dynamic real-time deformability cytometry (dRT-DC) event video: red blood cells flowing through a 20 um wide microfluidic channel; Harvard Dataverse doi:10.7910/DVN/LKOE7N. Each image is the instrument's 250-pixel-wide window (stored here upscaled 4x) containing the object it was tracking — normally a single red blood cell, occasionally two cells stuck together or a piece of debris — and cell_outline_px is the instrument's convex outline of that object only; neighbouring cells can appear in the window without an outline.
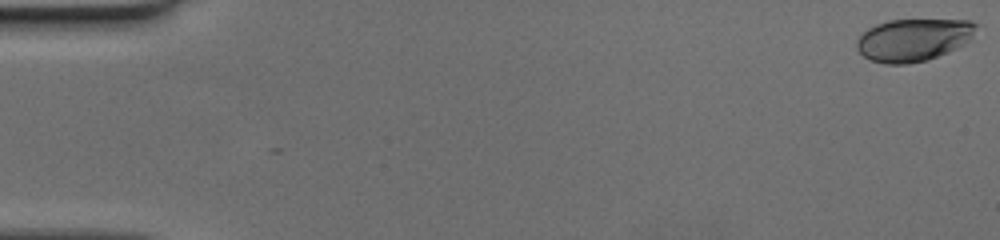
{"species": "human", "species_latin": "Homo sapiens", "temperature_condition": "cold", "stored_images_in_passage": 53, "camera_frame_rate_fps": 3000, "um_per_image_px": 0.085, "donor": {"sex": "female"}, "frame": {"image": 1, "passage_image": 1, "time_ms": 0.0, "image_size_px": [1000, 240], "cell_outline_px": [[976, 24], [972, 36], [956, 48], [948, 52], [924, 60], [904, 64], [884, 64], [872, 60], [864, 56], [856, 48], [856, 40], [868, 28], [876, 24], [888, 20], [968, 20]], "centroid_in_image_um": [77.58, 3.38], "position_along_channel_um": 7.4, "area_um2": 29.07}}
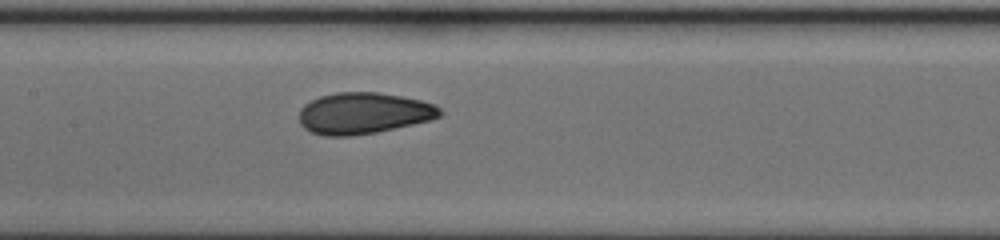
{"frame": {"image": 2, "passage_image": 27, "time_ms": 8.667, "image_size_px": [1000, 240], "cell_outline_px": [[444, 112], [440, 116], [432, 120], [376, 132], [352, 136], [324, 136], [312, 132], [304, 128], [300, 124], [300, 108], [304, 104], [320, 96], [336, 92], [376, 92], [400, 96], [420, 100], [432, 104], [440, 108]], "centroid_in_image_um": [30.89, 9.63], "position_along_channel_um": 176.5, "area_um2": 33.93}}
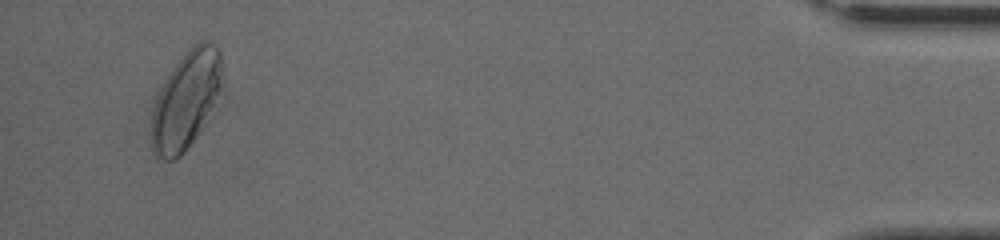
{"frame": {"image": 3, "passage_image": 51, "time_ms": 16.667, "image_size_px": [1000, 240], "cell_outline_px": [[224, 80], [204, 124], [196, 136], [184, 152], [176, 160], [156, 160], [152, 152], [152, 112], [156, 96], [160, 88], [172, 68], [192, 44], [200, 40], [208, 40], [216, 44], [220, 52]], "centroid_in_image_um": [15.81, 8.49], "position_along_channel_um": 419.4, "area_um2": 40.4}}